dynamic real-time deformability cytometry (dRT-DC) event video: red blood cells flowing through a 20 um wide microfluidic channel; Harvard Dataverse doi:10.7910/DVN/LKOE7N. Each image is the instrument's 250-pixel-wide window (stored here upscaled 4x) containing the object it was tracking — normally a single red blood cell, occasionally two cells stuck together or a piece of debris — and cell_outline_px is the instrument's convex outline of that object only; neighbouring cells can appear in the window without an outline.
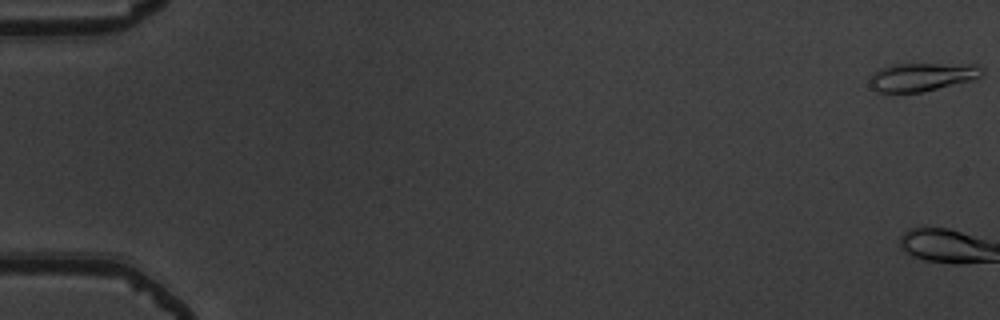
{"species": "common noctule bat (a hibernating species)", "species_latin": "Nyctalus noctula", "temperature_condition": "warm", "stored_images_in_passage": 3, "camera_frame_rate_fps": 3000, "um_per_image_px": 0.085, "animal": {"sex": "male", "body_mass_g": 19.5, "forearm_length_mm": 54.6}, "frame": {"image": 1, "passage_image": 1, "time_ms": 0.0, "image_size_px": [1000, 320], "cell_outline_px": [[984, 72], [980, 76], [972, 80], [920, 92], [876, 92], [872, 88], [868, 76], [872, 72], [880, 68], [892, 64], [976, 64], [984, 68]], "centroid_in_image_um": [78.34, 6.52], "position_along_channel_um": 6.7, "area_um2": 18.61}}